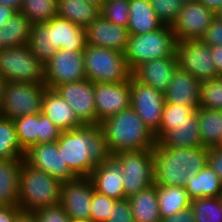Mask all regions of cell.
Returning <instances> with one entry per match:
<instances>
[{
	"mask_svg": "<svg viewBox=\"0 0 222 222\" xmlns=\"http://www.w3.org/2000/svg\"><path fill=\"white\" fill-rule=\"evenodd\" d=\"M157 199L162 219L191 206L185 187L157 186Z\"/></svg>",
	"mask_w": 222,
	"mask_h": 222,
	"instance_id": "obj_31",
	"label": "cell"
},
{
	"mask_svg": "<svg viewBox=\"0 0 222 222\" xmlns=\"http://www.w3.org/2000/svg\"><path fill=\"white\" fill-rule=\"evenodd\" d=\"M15 14V12L3 5H0V29L7 23V21Z\"/></svg>",
	"mask_w": 222,
	"mask_h": 222,
	"instance_id": "obj_50",
	"label": "cell"
},
{
	"mask_svg": "<svg viewBox=\"0 0 222 222\" xmlns=\"http://www.w3.org/2000/svg\"><path fill=\"white\" fill-rule=\"evenodd\" d=\"M112 157L121 166L126 198L154 184L153 149L119 152Z\"/></svg>",
	"mask_w": 222,
	"mask_h": 222,
	"instance_id": "obj_10",
	"label": "cell"
},
{
	"mask_svg": "<svg viewBox=\"0 0 222 222\" xmlns=\"http://www.w3.org/2000/svg\"><path fill=\"white\" fill-rule=\"evenodd\" d=\"M208 165L222 181V146L208 149Z\"/></svg>",
	"mask_w": 222,
	"mask_h": 222,
	"instance_id": "obj_46",
	"label": "cell"
},
{
	"mask_svg": "<svg viewBox=\"0 0 222 222\" xmlns=\"http://www.w3.org/2000/svg\"><path fill=\"white\" fill-rule=\"evenodd\" d=\"M175 54L178 67L192 74L200 83L219 77L210 46L200 39L177 41Z\"/></svg>",
	"mask_w": 222,
	"mask_h": 222,
	"instance_id": "obj_11",
	"label": "cell"
},
{
	"mask_svg": "<svg viewBox=\"0 0 222 222\" xmlns=\"http://www.w3.org/2000/svg\"><path fill=\"white\" fill-rule=\"evenodd\" d=\"M216 18L215 12L197 1L183 2L175 23L171 26L177 41L201 39Z\"/></svg>",
	"mask_w": 222,
	"mask_h": 222,
	"instance_id": "obj_14",
	"label": "cell"
},
{
	"mask_svg": "<svg viewBox=\"0 0 222 222\" xmlns=\"http://www.w3.org/2000/svg\"><path fill=\"white\" fill-rule=\"evenodd\" d=\"M3 48H5V47L3 46V43H2V41L0 40V52L2 51Z\"/></svg>",
	"mask_w": 222,
	"mask_h": 222,
	"instance_id": "obj_57",
	"label": "cell"
},
{
	"mask_svg": "<svg viewBox=\"0 0 222 222\" xmlns=\"http://www.w3.org/2000/svg\"><path fill=\"white\" fill-rule=\"evenodd\" d=\"M85 75L93 83H122L132 76L124 53L91 45L83 50Z\"/></svg>",
	"mask_w": 222,
	"mask_h": 222,
	"instance_id": "obj_6",
	"label": "cell"
},
{
	"mask_svg": "<svg viewBox=\"0 0 222 222\" xmlns=\"http://www.w3.org/2000/svg\"><path fill=\"white\" fill-rule=\"evenodd\" d=\"M199 133L205 148L222 146V110L198 109Z\"/></svg>",
	"mask_w": 222,
	"mask_h": 222,
	"instance_id": "obj_30",
	"label": "cell"
},
{
	"mask_svg": "<svg viewBox=\"0 0 222 222\" xmlns=\"http://www.w3.org/2000/svg\"><path fill=\"white\" fill-rule=\"evenodd\" d=\"M85 29L61 17L45 23L31 24L28 46L34 56L43 64L54 56L57 50H84Z\"/></svg>",
	"mask_w": 222,
	"mask_h": 222,
	"instance_id": "obj_3",
	"label": "cell"
},
{
	"mask_svg": "<svg viewBox=\"0 0 222 222\" xmlns=\"http://www.w3.org/2000/svg\"><path fill=\"white\" fill-rule=\"evenodd\" d=\"M59 130L45 115L39 113V144L55 142L59 139Z\"/></svg>",
	"mask_w": 222,
	"mask_h": 222,
	"instance_id": "obj_43",
	"label": "cell"
},
{
	"mask_svg": "<svg viewBox=\"0 0 222 222\" xmlns=\"http://www.w3.org/2000/svg\"><path fill=\"white\" fill-rule=\"evenodd\" d=\"M57 6L58 17L84 28L101 14L100 6L86 0H57Z\"/></svg>",
	"mask_w": 222,
	"mask_h": 222,
	"instance_id": "obj_29",
	"label": "cell"
},
{
	"mask_svg": "<svg viewBox=\"0 0 222 222\" xmlns=\"http://www.w3.org/2000/svg\"><path fill=\"white\" fill-rule=\"evenodd\" d=\"M130 99V106L155 135L161 125L163 109L166 103L165 95L131 76Z\"/></svg>",
	"mask_w": 222,
	"mask_h": 222,
	"instance_id": "obj_12",
	"label": "cell"
},
{
	"mask_svg": "<svg viewBox=\"0 0 222 222\" xmlns=\"http://www.w3.org/2000/svg\"><path fill=\"white\" fill-rule=\"evenodd\" d=\"M24 161L35 169L46 172L61 182L77 178L64 161L57 141L40 143L30 147L24 155Z\"/></svg>",
	"mask_w": 222,
	"mask_h": 222,
	"instance_id": "obj_16",
	"label": "cell"
},
{
	"mask_svg": "<svg viewBox=\"0 0 222 222\" xmlns=\"http://www.w3.org/2000/svg\"><path fill=\"white\" fill-rule=\"evenodd\" d=\"M116 199L94 190L91 201V222H106Z\"/></svg>",
	"mask_w": 222,
	"mask_h": 222,
	"instance_id": "obj_41",
	"label": "cell"
},
{
	"mask_svg": "<svg viewBox=\"0 0 222 222\" xmlns=\"http://www.w3.org/2000/svg\"><path fill=\"white\" fill-rule=\"evenodd\" d=\"M127 199L130 202L135 222H161L156 184L150 185Z\"/></svg>",
	"mask_w": 222,
	"mask_h": 222,
	"instance_id": "obj_26",
	"label": "cell"
},
{
	"mask_svg": "<svg viewBox=\"0 0 222 222\" xmlns=\"http://www.w3.org/2000/svg\"><path fill=\"white\" fill-rule=\"evenodd\" d=\"M0 5L10 8L16 13L21 10L22 0H0Z\"/></svg>",
	"mask_w": 222,
	"mask_h": 222,
	"instance_id": "obj_52",
	"label": "cell"
},
{
	"mask_svg": "<svg viewBox=\"0 0 222 222\" xmlns=\"http://www.w3.org/2000/svg\"><path fill=\"white\" fill-rule=\"evenodd\" d=\"M15 222H39L37 215L35 212H23L21 211L16 219Z\"/></svg>",
	"mask_w": 222,
	"mask_h": 222,
	"instance_id": "obj_51",
	"label": "cell"
},
{
	"mask_svg": "<svg viewBox=\"0 0 222 222\" xmlns=\"http://www.w3.org/2000/svg\"><path fill=\"white\" fill-rule=\"evenodd\" d=\"M185 189L191 200L221 197L222 181L207 164L198 174L189 176Z\"/></svg>",
	"mask_w": 222,
	"mask_h": 222,
	"instance_id": "obj_28",
	"label": "cell"
},
{
	"mask_svg": "<svg viewBox=\"0 0 222 222\" xmlns=\"http://www.w3.org/2000/svg\"><path fill=\"white\" fill-rule=\"evenodd\" d=\"M57 143L64 161L77 177H90L97 164L111 157L100 125L63 131Z\"/></svg>",
	"mask_w": 222,
	"mask_h": 222,
	"instance_id": "obj_1",
	"label": "cell"
},
{
	"mask_svg": "<svg viewBox=\"0 0 222 222\" xmlns=\"http://www.w3.org/2000/svg\"><path fill=\"white\" fill-rule=\"evenodd\" d=\"M94 190L90 177H77L62 182L60 205L70 220L90 221Z\"/></svg>",
	"mask_w": 222,
	"mask_h": 222,
	"instance_id": "obj_15",
	"label": "cell"
},
{
	"mask_svg": "<svg viewBox=\"0 0 222 222\" xmlns=\"http://www.w3.org/2000/svg\"><path fill=\"white\" fill-rule=\"evenodd\" d=\"M84 29L87 45L125 53L129 38L127 27L114 24L100 14Z\"/></svg>",
	"mask_w": 222,
	"mask_h": 222,
	"instance_id": "obj_19",
	"label": "cell"
},
{
	"mask_svg": "<svg viewBox=\"0 0 222 222\" xmlns=\"http://www.w3.org/2000/svg\"><path fill=\"white\" fill-rule=\"evenodd\" d=\"M24 159H0V205H18L19 175Z\"/></svg>",
	"mask_w": 222,
	"mask_h": 222,
	"instance_id": "obj_27",
	"label": "cell"
},
{
	"mask_svg": "<svg viewBox=\"0 0 222 222\" xmlns=\"http://www.w3.org/2000/svg\"><path fill=\"white\" fill-rule=\"evenodd\" d=\"M20 12L31 24L45 23L58 16L57 0H22Z\"/></svg>",
	"mask_w": 222,
	"mask_h": 222,
	"instance_id": "obj_34",
	"label": "cell"
},
{
	"mask_svg": "<svg viewBox=\"0 0 222 222\" xmlns=\"http://www.w3.org/2000/svg\"><path fill=\"white\" fill-rule=\"evenodd\" d=\"M70 222H91V221L70 220Z\"/></svg>",
	"mask_w": 222,
	"mask_h": 222,
	"instance_id": "obj_58",
	"label": "cell"
},
{
	"mask_svg": "<svg viewBox=\"0 0 222 222\" xmlns=\"http://www.w3.org/2000/svg\"><path fill=\"white\" fill-rule=\"evenodd\" d=\"M86 1L92 2L100 7H101L102 3L104 2V0H86Z\"/></svg>",
	"mask_w": 222,
	"mask_h": 222,
	"instance_id": "obj_56",
	"label": "cell"
},
{
	"mask_svg": "<svg viewBox=\"0 0 222 222\" xmlns=\"http://www.w3.org/2000/svg\"><path fill=\"white\" fill-rule=\"evenodd\" d=\"M163 26L152 8L150 0H129V35H140Z\"/></svg>",
	"mask_w": 222,
	"mask_h": 222,
	"instance_id": "obj_25",
	"label": "cell"
},
{
	"mask_svg": "<svg viewBox=\"0 0 222 222\" xmlns=\"http://www.w3.org/2000/svg\"><path fill=\"white\" fill-rule=\"evenodd\" d=\"M13 121L17 139L25 152L30 147L39 144V114L22 116Z\"/></svg>",
	"mask_w": 222,
	"mask_h": 222,
	"instance_id": "obj_35",
	"label": "cell"
},
{
	"mask_svg": "<svg viewBox=\"0 0 222 222\" xmlns=\"http://www.w3.org/2000/svg\"><path fill=\"white\" fill-rule=\"evenodd\" d=\"M157 147L193 148L204 147L199 133L198 110L191 115V121L175 124V128L166 131L157 141Z\"/></svg>",
	"mask_w": 222,
	"mask_h": 222,
	"instance_id": "obj_24",
	"label": "cell"
},
{
	"mask_svg": "<svg viewBox=\"0 0 222 222\" xmlns=\"http://www.w3.org/2000/svg\"><path fill=\"white\" fill-rule=\"evenodd\" d=\"M99 125L111 156L119 152L153 149L156 145L155 135L131 106Z\"/></svg>",
	"mask_w": 222,
	"mask_h": 222,
	"instance_id": "obj_4",
	"label": "cell"
},
{
	"mask_svg": "<svg viewBox=\"0 0 222 222\" xmlns=\"http://www.w3.org/2000/svg\"><path fill=\"white\" fill-rule=\"evenodd\" d=\"M177 68L176 56L159 58L140 64L132 71V76L139 82L165 94Z\"/></svg>",
	"mask_w": 222,
	"mask_h": 222,
	"instance_id": "obj_20",
	"label": "cell"
},
{
	"mask_svg": "<svg viewBox=\"0 0 222 222\" xmlns=\"http://www.w3.org/2000/svg\"><path fill=\"white\" fill-rule=\"evenodd\" d=\"M14 121L0 115V159H24Z\"/></svg>",
	"mask_w": 222,
	"mask_h": 222,
	"instance_id": "obj_33",
	"label": "cell"
},
{
	"mask_svg": "<svg viewBox=\"0 0 222 222\" xmlns=\"http://www.w3.org/2000/svg\"><path fill=\"white\" fill-rule=\"evenodd\" d=\"M196 222H222V198H198L190 206Z\"/></svg>",
	"mask_w": 222,
	"mask_h": 222,
	"instance_id": "obj_36",
	"label": "cell"
},
{
	"mask_svg": "<svg viewBox=\"0 0 222 222\" xmlns=\"http://www.w3.org/2000/svg\"><path fill=\"white\" fill-rule=\"evenodd\" d=\"M215 13L222 7V0H198Z\"/></svg>",
	"mask_w": 222,
	"mask_h": 222,
	"instance_id": "obj_53",
	"label": "cell"
},
{
	"mask_svg": "<svg viewBox=\"0 0 222 222\" xmlns=\"http://www.w3.org/2000/svg\"><path fill=\"white\" fill-rule=\"evenodd\" d=\"M176 37L171 26L140 35H129L124 53L128 67L133 71L140 64L154 59L176 56Z\"/></svg>",
	"mask_w": 222,
	"mask_h": 222,
	"instance_id": "obj_7",
	"label": "cell"
},
{
	"mask_svg": "<svg viewBox=\"0 0 222 222\" xmlns=\"http://www.w3.org/2000/svg\"><path fill=\"white\" fill-rule=\"evenodd\" d=\"M21 211L18 205H0V222H15Z\"/></svg>",
	"mask_w": 222,
	"mask_h": 222,
	"instance_id": "obj_47",
	"label": "cell"
},
{
	"mask_svg": "<svg viewBox=\"0 0 222 222\" xmlns=\"http://www.w3.org/2000/svg\"><path fill=\"white\" fill-rule=\"evenodd\" d=\"M100 13L110 22L128 27L129 0H106L100 7Z\"/></svg>",
	"mask_w": 222,
	"mask_h": 222,
	"instance_id": "obj_39",
	"label": "cell"
},
{
	"mask_svg": "<svg viewBox=\"0 0 222 222\" xmlns=\"http://www.w3.org/2000/svg\"><path fill=\"white\" fill-rule=\"evenodd\" d=\"M31 23L21 12H16L0 29L3 46L16 47L28 45Z\"/></svg>",
	"mask_w": 222,
	"mask_h": 222,
	"instance_id": "obj_32",
	"label": "cell"
},
{
	"mask_svg": "<svg viewBox=\"0 0 222 222\" xmlns=\"http://www.w3.org/2000/svg\"><path fill=\"white\" fill-rule=\"evenodd\" d=\"M154 184L185 187L208 164V148H153Z\"/></svg>",
	"mask_w": 222,
	"mask_h": 222,
	"instance_id": "obj_2",
	"label": "cell"
},
{
	"mask_svg": "<svg viewBox=\"0 0 222 222\" xmlns=\"http://www.w3.org/2000/svg\"><path fill=\"white\" fill-rule=\"evenodd\" d=\"M182 2H190V1H197V0H181Z\"/></svg>",
	"mask_w": 222,
	"mask_h": 222,
	"instance_id": "obj_59",
	"label": "cell"
},
{
	"mask_svg": "<svg viewBox=\"0 0 222 222\" xmlns=\"http://www.w3.org/2000/svg\"><path fill=\"white\" fill-rule=\"evenodd\" d=\"M200 82L189 72L179 67L173 73L165 95L166 103L184 105L192 110L200 106Z\"/></svg>",
	"mask_w": 222,
	"mask_h": 222,
	"instance_id": "obj_22",
	"label": "cell"
},
{
	"mask_svg": "<svg viewBox=\"0 0 222 222\" xmlns=\"http://www.w3.org/2000/svg\"><path fill=\"white\" fill-rule=\"evenodd\" d=\"M199 108L222 110V76L200 83Z\"/></svg>",
	"mask_w": 222,
	"mask_h": 222,
	"instance_id": "obj_38",
	"label": "cell"
},
{
	"mask_svg": "<svg viewBox=\"0 0 222 222\" xmlns=\"http://www.w3.org/2000/svg\"><path fill=\"white\" fill-rule=\"evenodd\" d=\"M6 82H7L6 79L0 75V106L2 105L4 88H5Z\"/></svg>",
	"mask_w": 222,
	"mask_h": 222,
	"instance_id": "obj_54",
	"label": "cell"
},
{
	"mask_svg": "<svg viewBox=\"0 0 222 222\" xmlns=\"http://www.w3.org/2000/svg\"><path fill=\"white\" fill-rule=\"evenodd\" d=\"M46 88V84L7 81L0 115L15 120L22 116L41 113Z\"/></svg>",
	"mask_w": 222,
	"mask_h": 222,
	"instance_id": "obj_9",
	"label": "cell"
},
{
	"mask_svg": "<svg viewBox=\"0 0 222 222\" xmlns=\"http://www.w3.org/2000/svg\"><path fill=\"white\" fill-rule=\"evenodd\" d=\"M130 79L122 83H94L97 125L130 106Z\"/></svg>",
	"mask_w": 222,
	"mask_h": 222,
	"instance_id": "obj_18",
	"label": "cell"
},
{
	"mask_svg": "<svg viewBox=\"0 0 222 222\" xmlns=\"http://www.w3.org/2000/svg\"><path fill=\"white\" fill-rule=\"evenodd\" d=\"M90 179L98 193L116 200L126 198L121 166L112 156L105 162L97 164Z\"/></svg>",
	"mask_w": 222,
	"mask_h": 222,
	"instance_id": "obj_23",
	"label": "cell"
},
{
	"mask_svg": "<svg viewBox=\"0 0 222 222\" xmlns=\"http://www.w3.org/2000/svg\"><path fill=\"white\" fill-rule=\"evenodd\" d=\"M55 89L85 125H97L93 82L86 78L76 82L63 83Z\"/></svg>",
	"mask_w": 222,
	"mask_h": 222,
	"instance_id": "obj_17",
	"label": "cell"
},
{
	"mask_svg": "<svg viewBox=\"0 0 222 222\" xmlns=\"http://www.w3.org/2000/svg\"><path fill=\"white\" fill-rule=\"evenodd\" d=\"M0 75L6 81L45 84L44 65L30 51L28 45L2 49Z\"/></svg>",
	"mask_w": 222,
	"mask_h": 222,
	"instance_id": "obj_8",
	"label": "cell"
},
{
	"mask_svg": "<svg viewBox=\"0 0 222 222\" xmlns=\"http://www.w3.org/2000/svg\"><path fill=\"white\" fill-rule=\"evenodd\" d=\"M39 222H70L69 217L60 204L41 208L35 211Z\"/></svg>",
	"mask_w": 222,
	"mask_h": 222,
	"instance_id": "obj_44",
	"label": "cell"
},
{
	"mask_svg": "<svg viewBox=\"0 0 222 222\" xmlns=\"http://www.w3.org/2000/svg\"><path fill=\"white\" fill-rule=\"evenodd\" d=\"M106 222H135L130 202L127 198L115 201Z\"/></svg>",
	"mask_w": 222,
	"mask_h": 222,
	"instance_id": "obj_42",
	"label": "cell"
},
{
	"mask_svg": "<svg viewBox=\"0 0 222 222\" xmlns=\"http://www.w3.org/2000/svg\"><path fill=\"white\" fill-rule=\"evenodd\" d=\"M45 84L55 89L58 85L86 79L83 50L59 49L44 65Z\"/></svg>",
	"mask_w": 222,
	"mask_h": 222,
	"instance_id": "obj_13",
	"label": "cell"
},
{
	"mask_svg": "<svg viewBox=\"0 0 222 222\" xmlns=\"http://www.w3.org/2000/svg\"><path fill=\"white\" fill-rule=\"evenodd\" d=\"M216 18L222 21V7L215 13Z\"/></svg>",
	"mask_w": 222,
	"mask_h": 222,
	"instance_id": "obj_55",
	"label": "cell"
},
{
	"mask_svg": "<svg viewBox=\"0 0 222 222\" xmlns=\"http://www.w3.org/2000/svg\"><path fill=\"white\" fill-rule=\"evenodd\" d=\"M41 113L61 132L85 126L67 101L53 88L47 87L45 89Z\"/></svg>",
	"mask_w": 222,
	"mask_h": 222,
	"instance_id": "obj_21",
	"label": "cell"
},
{
	"mask_svg": "<svg viewBox=\"0 0 222 222\" xmlns=\"http://www.w3.org/2000/svg\"><path fill=\"white\" fill-rule=\"evenodd\" d=\"M62 182L24 160L19 175L18 206L23 212H35L60 204Z\"/></svg>",
	"mask_w": 222,
	"mask_h": 222,
	"instance_id": "obj_5",
	"label": "cell"
},
{
	"mask_svg": "<svg viewBox=\"0 0 222 222\" xmlns=\"http://www.w3.org/2000/svg\"><path fill=\"white\" fill-rule=\"evenodd\" d=\"M196 110H192L190 107L184 105H176L171 103H165L161 125L159 131L155 134L156 141L166 132L175 128V124L182 121H191V115Z\"/></svg>",
	"mask_w": 222,
	"mask_h": 222,
	"instance_id": "obj_37",
	"label": "cell"
},
{
	"mask_svg": "<svg viewBox=\"0 0 222 222\" xmlns=\"http://www.w3.org/2000/svg\"><path fill=\"white\" fill-rule=\"evenodd\" d=\"M161 222H196V220L192 208L189 207L170 217L163 218Z\"/></svg>",
	"mask_w": 222,
	"mask_h": 222,
	"instance_id": "obj_48",
	"label": "cell"
},
{
	"mask_svg": "<svg viewBox=\"0 0 222 222\" xmlns=\"http://www.w3.org/2000/svg\"><path fill=\"white\" fill-rule=\"evenodd\" d=\"M210 49L218 76H222V45L210 47Z\"/></svg>",
	"mask_w": 222,
	"mask_h": 222,
	"instance_id": "obj_49",
	"label": "cell"
},
{
	"mask_svg": "<svg viewBox=\"0 0 222 222\" xmlns=\"http://www.w3.org/2000/svg\"><path fill=\"white\" fill-rule=\"evenodd\" d=\"M152 8L163 25L172 26L182 8L181 0H150Z\"/></svg>",
	"mask_w": 222,
	"mask_h": 222,
	"instance_id": "obj_40",
	"label": "cell"
},
{
	"mask_svg": "<svg viewBox=\"0 0 222 222\" xmlns=\"http://www.w3.org/2000/svg\"><path fill=\"white\" fill-rule=\"evenodd\" d=\"M200 40L210 47L222 45V21L215 18Z\"/></svg>",
	"mask_w": 222,
	"mask_h": 222,
	"instance_id": "obj_45",
	"label": "cell"
}]
</instances>
